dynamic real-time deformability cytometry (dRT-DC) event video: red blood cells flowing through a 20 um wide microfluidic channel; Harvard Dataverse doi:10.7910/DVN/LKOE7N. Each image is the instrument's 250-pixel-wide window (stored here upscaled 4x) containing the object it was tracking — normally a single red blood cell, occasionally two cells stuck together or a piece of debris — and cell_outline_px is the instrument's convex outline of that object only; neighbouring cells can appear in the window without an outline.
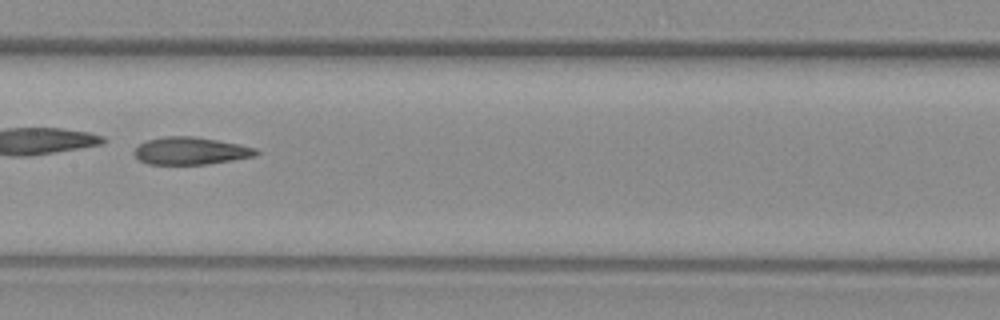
{"species": "common noctule bat (a hibernating species)", "species_latin": "Nyctalus noctula", "temperature_condition": "warm", "stored_images_in_passage": 37, "camera_frame_rate_fps": 3000, "um_per_image_px": 0.085, "animal": {"sex": "female", "body_mass_g": 29.2, "forearm_length_mm": 56.3}, "frame": {"image": 1, "passage_image": 11, "time_ms": 3.333, "image_size_px": [1000, 320], "cell_outline_px": [[260, 152], [256, 156], [208, 164], [148, 164], [140, 160], [132, 152], [140, 144], [148, 140], [164, 136], [196, 136], [240, 144], [256, 148]], "centroid_in_image_um": [16.23, 12.82], "position_along_channel_um": 191.2, "area_um2": 19.54}, "authors_computed_cell_mechanics": {"area_um2": 20.4612, "velocity_mm_per_s": 3.7894, "shape_relaxation_time_tau1_ms": null, "shape_relaxation_time_tau2_ms": 3.519, "deformation_change_tau1": null, "deformation_change_tau2": 0.114}}